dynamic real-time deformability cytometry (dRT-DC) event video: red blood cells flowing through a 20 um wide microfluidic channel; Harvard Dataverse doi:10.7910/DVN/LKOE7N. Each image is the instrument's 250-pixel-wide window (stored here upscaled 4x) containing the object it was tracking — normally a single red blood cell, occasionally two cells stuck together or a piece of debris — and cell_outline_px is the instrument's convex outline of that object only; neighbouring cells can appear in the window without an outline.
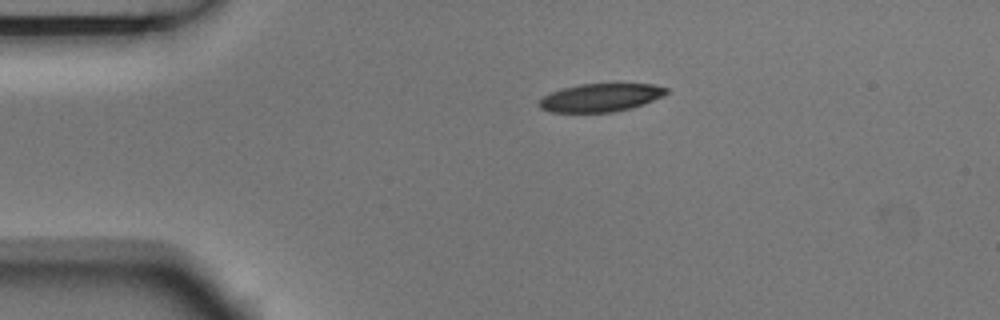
{"species": "Egyptian fruit bat (a non-hibernating species)", "species_latin": "Rousettus aegyptiacus", "temperature_condition": "room temperature", "stored_images_in_passage": 2, "camera_frame_rate_fps": 3000, "um_per_image_px": 0.085, "animal": {"sex": "male"}, "frame": {"image": 1, "passage_image": 1, "time_ms": 0.0, "image_size_px": [1000, 320], "cell_outline_px": [[668, 92], [664, 96], [644, 104], [632, 108], [612, 112], [552, 112], [540, 108], [536, 104], [544, 96], [552, 92], [564, 88], [580, 84], [652, 84], [668, 88]], "centroid_in_image_um": [51.07, 8.3], "position_along_channel_um": 33.9, "area_um2": 20.81}}